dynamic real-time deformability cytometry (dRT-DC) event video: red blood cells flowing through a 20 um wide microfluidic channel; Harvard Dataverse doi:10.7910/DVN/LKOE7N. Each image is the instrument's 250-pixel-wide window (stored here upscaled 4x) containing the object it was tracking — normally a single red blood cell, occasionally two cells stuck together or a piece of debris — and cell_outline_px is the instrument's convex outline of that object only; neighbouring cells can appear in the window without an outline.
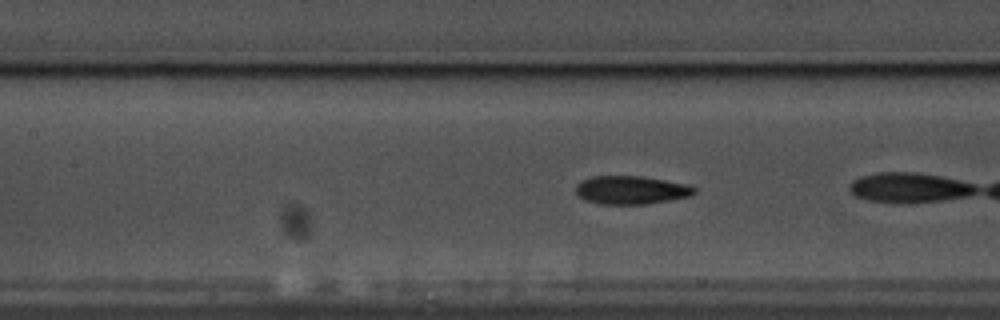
{"species": "common noctule bat (a hibernating species)", "species_latin": "Nyctalus noctula", "temperature_condition": "warm", "stored_images_in_passage": 10, "camera_frame_rate_fps": 3000, "um_per_image_px": 0.085, "animal": {"sex": "male", "body_mass_g": 17.5, "forearm_length_mm": 52.3}, "frame": {"image": 1, "passage_image": 7, "time_ms": 2.0, "image_size_px": [1000, 320], "cell_outline_px": [[696, 192], [688, 196], [668, 200], [644, 204], [600, 204], [584, 200], [576, 192], [576, 184], [580, 180], [592, 176], [640, 176], [688, 184], [696, 188]], "centroid_in_image_um": [53.6, 16.14], "position_along_channel_um": 153.8, "area_um2": 19.48}}